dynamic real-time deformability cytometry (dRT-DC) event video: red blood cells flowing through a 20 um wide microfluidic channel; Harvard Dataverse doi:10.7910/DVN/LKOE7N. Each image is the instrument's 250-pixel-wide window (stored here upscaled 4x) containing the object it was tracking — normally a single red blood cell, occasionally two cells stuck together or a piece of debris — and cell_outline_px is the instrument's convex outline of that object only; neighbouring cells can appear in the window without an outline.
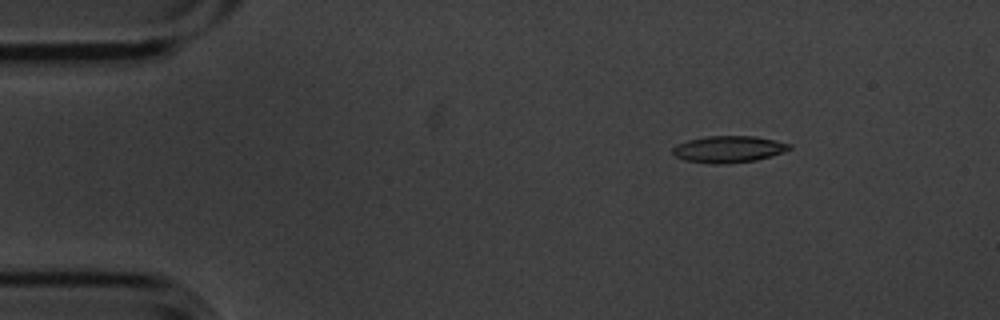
{"species": "common noctule bat (a hibernating species)", "species_latin": "Nyctalus noctula", "temperature_condition": "cold", "stored_images_in_passage": 13, "camera_frame_rate_fps": 3000, "um_per_image_px": 0.085, "animal": {"sex": "male", "body_mass_g": 20.1, "forearm_length_mm": 53.5}, "frame": {"image": 1, "passage_image": 1, "time_ms": 0.0, "image_size_px": [1000, 320], "cell_outline_px": [[792, 148], [784, 152], [756, 160], [728, 164], [716, 164], [684, 160], [676, 156], [672, 152], [672, 148], [676, 144], [688, 140], [708, 136], [756, 136], [792, 144]], "centroid_in_image_um": [61.94, 12.68], "position_along_channel_um": 23.1, "area_um2": 18.21}}
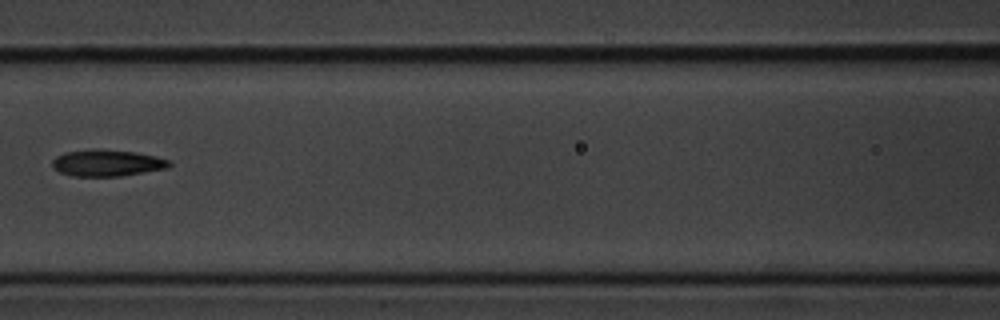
{"frame": {"image": 2, "passage_image": 5, "time_ms": 1.333, "image_size_px": [1000, 320], "cell_outline_px": [[172, 164], [168, 168], [120, 176], [72, 176], [60, 172], [52, 168], [52, 160], [56, 156], [64, 152], [88, 148], [100, 148], [136, 152], [156, 156], [172, 160]], "centroid_in_image_um": [9.09, 13.83], "position_along_channel_um": 157.5, "area_um2": 18.55}}
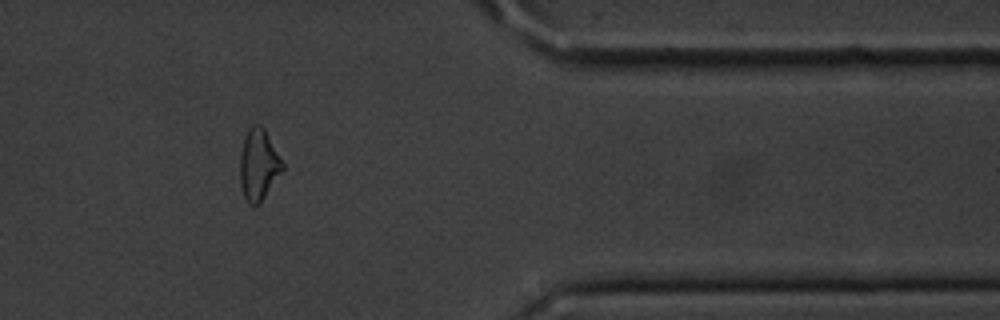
{"frame": {"image": 3, "passage_image": 11, "time_ms": 3.333, "image_size_px": [1000, 320], "cell_outline_px": [[284, 168], [260, 204], [248, 204], [244, 196], [240, 184], [240, 156], [244, 140], [248, 128], [252, 124], [260, 124], [264, 128], [284, 164]], "centroid_in_image_um": [21.97, 14.0], "position_along_channel_um": 389.4, "area_um2": 17.51}}